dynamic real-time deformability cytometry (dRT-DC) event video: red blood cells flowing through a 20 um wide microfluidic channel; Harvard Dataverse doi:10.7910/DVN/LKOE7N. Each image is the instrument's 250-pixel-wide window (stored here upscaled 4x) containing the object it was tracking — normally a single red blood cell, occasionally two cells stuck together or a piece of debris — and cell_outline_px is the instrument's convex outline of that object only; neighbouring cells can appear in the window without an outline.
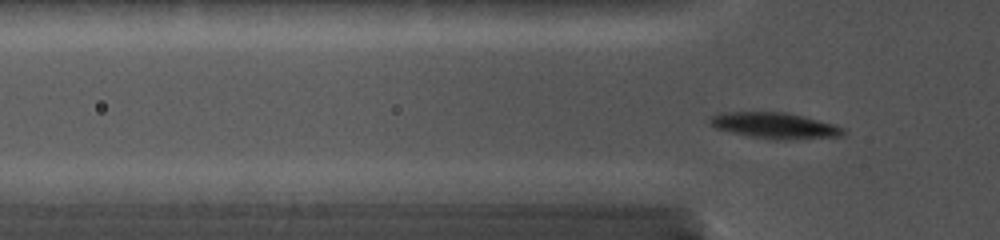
{"species": "common noctule bat (a hibernating species)", "species_latin": "Nyctalus noctula", "temperature_condition": "cold", "stored_images_in_passage": 32, "camera_frame_rate_fps": 5000, "um_per_image_px": 0.085, "animal": {"sex": "female", "body_mass_g": 19.0, "forearm_length_mm": 56.7}, "frame": {"image": 1, "passage_image": 2, "time_ms": 0.2, "image_size_px": [1000, 240], "cell_outline_px": [[848, 132], [844, 136], [796, 140], [772, 140], [732, 132], [716, 128], [708, 124], [708, 120], [712, 116], [732, 112], [784, 112], [832, 124], [844, 128]], "centroid_in_image_um": [65.91, 10.7], "position_along_channel_um": 59.9, "area_um2": 20.06}}
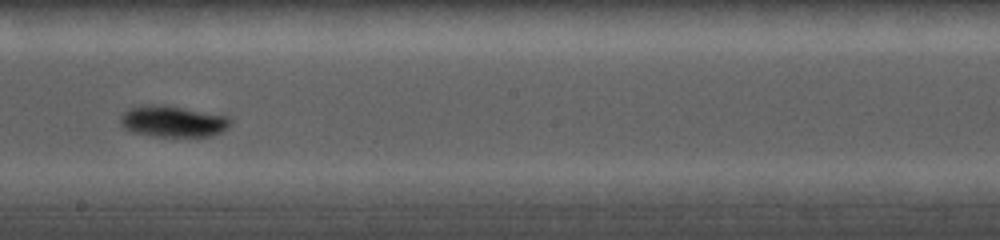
{"frame": {"image": 2, "passage_image": 17, "time_ms": 4.6, "image_size_px": [1000, 240], "cell_outline_px": [[232, 124], [224, 132], [196, 140], [156, 136], [132, 132], [124, 128], [120, 124], [120, 116], [128, 108], [140, 104], [160, 104], [228, 116], [232, 120]], "centroid_in_image_um": [14.73, 10.36], "position_along_channel_um": 233.5, "area_um2": 21.04}}
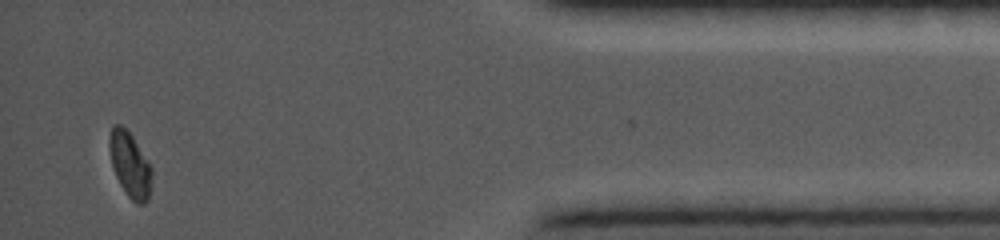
{"frame": {"image": 3, "passage_image": 29, "time_ms": 10.4, "image_size_px": [1000, 240], "cell_outline_px": [[152, 176], [148, 200], [144, 204], [136, 204], [128, 196], [120, 184], [116, 176], [112, 164], [108, 148], [108, 140], [112, 124], [120, 124], [132, 136], [152, 168]], "centroid_in_image_um": [11.03, 14.0], "position_along_channel_um": 424.2, "area_um2": 16.01}}